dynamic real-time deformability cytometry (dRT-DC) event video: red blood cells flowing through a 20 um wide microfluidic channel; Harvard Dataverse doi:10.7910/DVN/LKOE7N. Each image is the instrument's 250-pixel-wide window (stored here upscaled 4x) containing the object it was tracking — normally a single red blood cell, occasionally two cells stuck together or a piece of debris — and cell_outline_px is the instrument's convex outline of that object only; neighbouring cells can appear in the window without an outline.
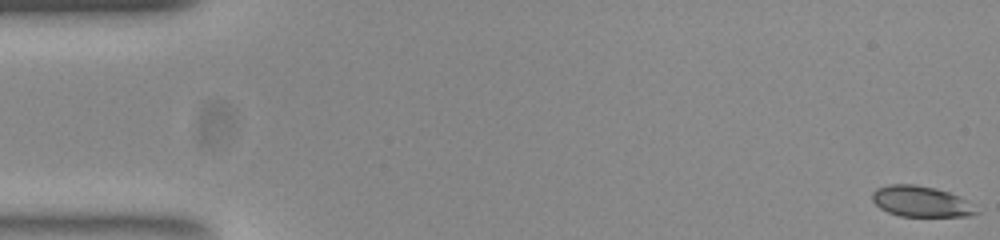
{"species": "common noctule bat (a hibernating species)", "species_latin": "Nyctalus noctula", "temperature_condition": "room temperature", "stored_images_in_passage": 54, "camera_frame_rate_fps": 3000, "um_per_image_px": 0.085, "animal": {"sex": "female", "body_mass_g": 23.0, "forearm_length_mm": 53.4}, "frame": {"image": 1, "passage_image": 1, "time_ms": 0.0, "image_size_px": [1000, 240], "cell_outline_px": [[980, 212], [968, 216], [900, 216], [888, 212], [880, 208], [872, 200], [872, 192], [876, 188], [888, 184], [916, 184], [936, 188], [960, 196], [976, 204]], "centroid_in_image_um": [78.33, 17.12], "position_along_channel_um": 6.7, "area_um2": 19.02}}
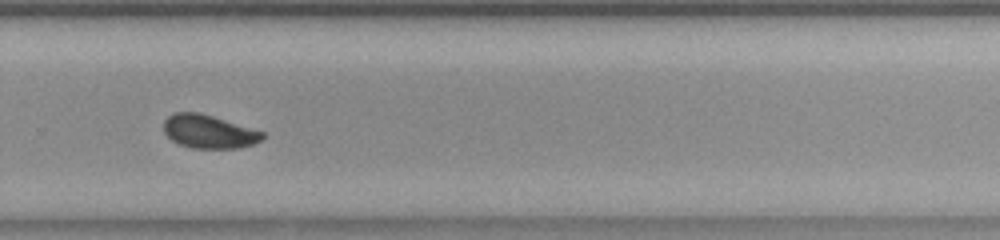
{"frame": {"image": 2, "passage_image": 36, "time_ms": 11.667, "image_size_px": [1000, 240], "cell_outline_px": [[264, 136], [260, 140], [252, 144], [240, 148], [192, 148], [180, 144], [172, 140], [164, 132], [164, 120], [172, 112], [200, 112], [264, 132]], "centroid_in_image_um": [17.72, 11.17], "position_along_channel_um": 312.1, "area_um2": 19.13}}
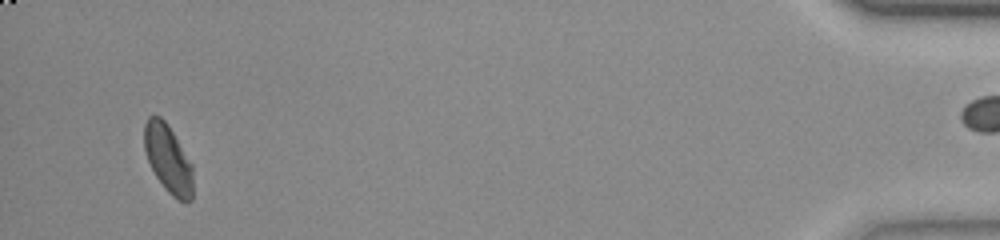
{"frame": {"image": 3, "passage_image": 51, "time_ms": 16.667, "image_size_px": [1000, 240], "cell_outline_px": [[192, 200], [188, 204], [176, 200], [164, 188], [156, 176], [148, 160], [144, 148], [144, 124], [148, 116], [160, 116], [168, 124], [192, 164]], "centroid_in_image_um": [14.3, 13.53], "position_along_channel_um": 420.9, "area_um2": 19.42}, "authors_computed_cell_mechanics": {"area_um2": 19.6231, "velocity_mm_per_s": 3.8439, "shape_relaxation_time_tau1_ms": 4.0305, "shape_relaxation_time_tau2_ms": 0.7306, "deformation_change_tau1": 0.12, "deformation_change_tau2": 0.0343}}